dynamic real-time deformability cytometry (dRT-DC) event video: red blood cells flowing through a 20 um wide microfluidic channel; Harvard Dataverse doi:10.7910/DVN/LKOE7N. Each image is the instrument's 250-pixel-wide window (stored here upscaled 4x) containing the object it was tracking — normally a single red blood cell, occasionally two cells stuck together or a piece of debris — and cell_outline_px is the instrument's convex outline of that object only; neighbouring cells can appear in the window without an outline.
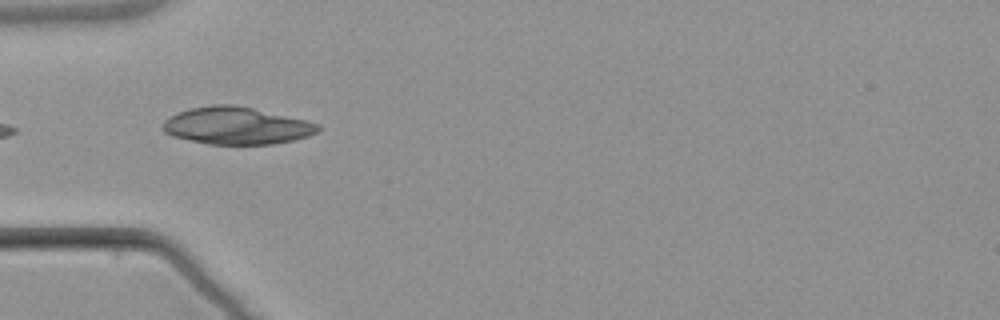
{"species": "common noctule bat (a hibernating species)", "species_latin": "Nyctalus noctula", "temperature_condition": "warm", "stored_images_in_passage": 5, "camera_frame_rate_fps": 3000, "um_per_image_px": 0.085, "animal": {"sex": "male", "body_mass_g": 21.5, "forearm_length_mm": 52.0}, "frame": {"image": 1, "passage_image": 5, "time_ms": 5.0, "image_size_px": [1000, 320], "cell_outline_px": [[320, 128], [316, 132], [308, 136], [292, 140], [272, 144], [208, 144], [172, 136], [164, 132], [164, 120], [180, 112], [192, 108], [212, 104], [236, 104], [304, 120], [320, 124]], "centroid_in_image_um": [20.11, 10.68], "position_along_channel_um": 64.9, "area_um2": 33.29}}